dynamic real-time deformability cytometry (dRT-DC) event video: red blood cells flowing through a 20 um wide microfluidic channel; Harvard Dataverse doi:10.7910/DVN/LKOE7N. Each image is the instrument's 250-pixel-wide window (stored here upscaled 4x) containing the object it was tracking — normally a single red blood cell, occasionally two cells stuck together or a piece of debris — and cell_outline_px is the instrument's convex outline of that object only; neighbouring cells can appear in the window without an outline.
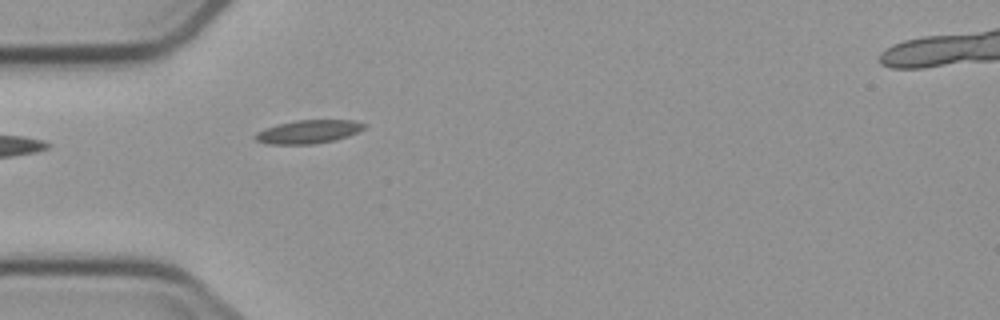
{"species": "common noctule bat (a hibernating species)", "species_latin": "Nyctalus noctula", "temperature_condition": "cold", "stored_images_in_passage": 4, "segment_of_instrument_passage": [2, 2], "camera_frame_rate_fps": 3000, "um_per_image_px": 0.085, "animal": {"sex": "male", "body_mass_g": 23.1, "forearm_length_mm": 52.7}, "frame": {"image": 1, "passage_image": 4, "time_ms": 5.0, "image_size_px": [1000, 320], "cell_outline_px": [[368, 124], [364, 128], [348, 136], [336, 140], [312, 144], [268, 144], [256, 140], [252, 136], [256, 132], [264, 128], [276, 124], [296, 120], [352, 120]], "centroid_in_image_um": [26.18, 11.19], "position_along_channel_um": 58.8, "area_um2": 14.97}}